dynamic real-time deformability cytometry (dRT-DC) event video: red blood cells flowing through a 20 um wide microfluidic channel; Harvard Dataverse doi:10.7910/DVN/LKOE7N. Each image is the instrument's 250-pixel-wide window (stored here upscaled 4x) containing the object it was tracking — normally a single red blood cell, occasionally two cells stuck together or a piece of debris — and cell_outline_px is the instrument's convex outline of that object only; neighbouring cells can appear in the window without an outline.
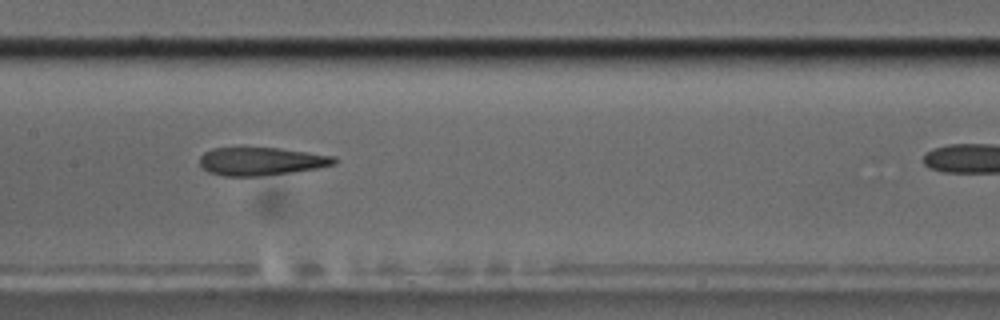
{"species": "common noctule bat (a hibernating species)", "species_latin": "Nyctalus noctula", "temperature_condition": "cold", "stored_images_in_passage": 8, "camera_frame_rate_fps": 3000, "um_per_image_px": 0.085, "animal": {"sex": "male", "body_mass_g": 17.5, "forearm_length_mm": 52.3}, "frame": {"image": 1, "passage_image": 7, "time_ms": 7.0, "image_size_px": [1000, 320], "cell_outline_px": [[336, 164], [316, 168], [292, 172], [260, 176], [224, 176], [208, 172], [200, 164], [200, 156], [204, 152], [212, 148], [240, 144], [280, 148], [336, 156]], "centroid_in_image_um": [22.14, 13.66], "position_along_channel_um": 185.3, "area_um2": 22.95}}